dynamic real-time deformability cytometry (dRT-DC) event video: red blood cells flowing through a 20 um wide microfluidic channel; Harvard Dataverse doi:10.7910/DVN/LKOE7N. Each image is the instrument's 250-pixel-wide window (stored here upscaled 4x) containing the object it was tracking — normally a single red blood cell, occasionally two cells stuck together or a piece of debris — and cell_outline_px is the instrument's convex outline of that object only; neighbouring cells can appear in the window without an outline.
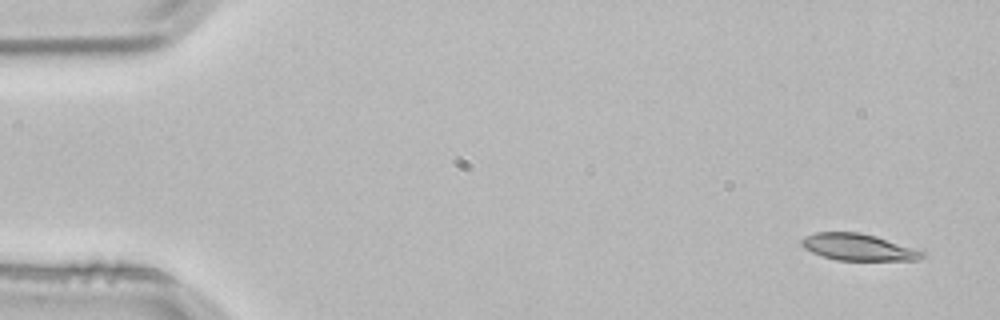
{"species": "common noctule bat (a hibernating species)", "species_latin": "Nyctalus noctula", "temperature_condition": "room temperature", "stored_images_in_passage": 3, "camera_frame_rate_fps": 3000, "um_per_image_px": 0.085, "animal": {"sex": "male", "body_mass_g": 21.5, "forearm_length_mm": 52.0}, "frame": {"image": 1, "passage_image": 1, "time_ms": 0.0, "image_size_px": [1000, 320], "cell_outline_px": [[928, 256], [920, 260], [836, 260], [812, 252], [804, 248], [800, 244], [800, 240], [804, 236], [816, 232], [860, 232], [876, 236], [928, 252]], "centroid_in_image_um": [73.0, 21.01], "position_along_channel_um": 12.0, "area_um2": 19.02}}